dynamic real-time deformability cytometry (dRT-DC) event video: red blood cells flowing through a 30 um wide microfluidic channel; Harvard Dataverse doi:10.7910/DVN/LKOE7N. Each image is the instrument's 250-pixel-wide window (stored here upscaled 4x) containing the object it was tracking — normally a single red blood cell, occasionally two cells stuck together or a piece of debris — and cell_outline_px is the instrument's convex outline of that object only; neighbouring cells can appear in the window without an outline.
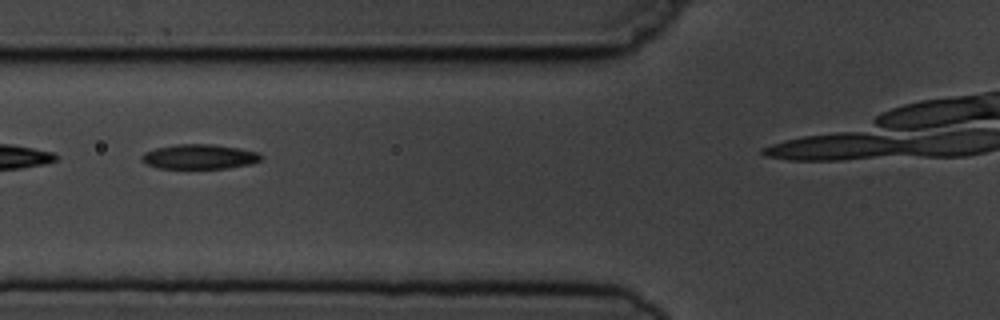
{"species": "common noctule bat (a hibernating species)", "species_latin": "Nyctalus noctula", "temperature_condition": "cold", "stored_images_in_passage": 5, "camera_frame_rate_fps": 3000, "um_per_image_px": 0.085, "animal": {"sex": "male", "body_mass_g": 19.5, "forearm_length_mm": 54.6}, "frame": {"image": 1, "passage_image": 4, "time_ms": 3.333, "image_size_px": [1000, 320], "cell_outline_px": [[264, 156], [260, 160], [252, 164], [228, 168], [156, 168], [144, 164], [140, 160], [140, 156], [144, 152], [156, 148], [176, 144], [212, 144], [240, 148], [260, 152]], "centroid_in_image_um": [16.94, 13.32], "position_along_channel_um": 108.9, "area_um2": 17.51}}